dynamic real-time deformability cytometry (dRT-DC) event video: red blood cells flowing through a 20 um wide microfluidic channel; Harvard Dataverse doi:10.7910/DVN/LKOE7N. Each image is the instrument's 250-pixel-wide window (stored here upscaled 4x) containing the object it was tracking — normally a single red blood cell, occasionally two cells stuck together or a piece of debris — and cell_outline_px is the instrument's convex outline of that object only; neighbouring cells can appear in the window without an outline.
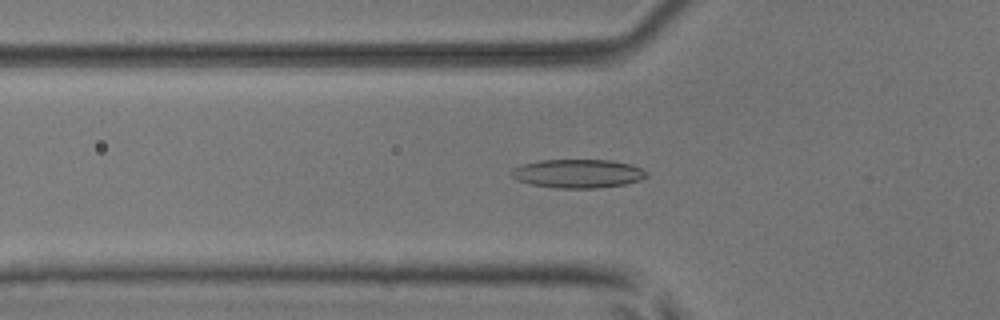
{"species": "common noctule bat (a hibernating species)", "species_latin": "Nyctalus noctula", "temperature_condition": "room temperature", "stored_images_in_passage": 53, "camera_frame_rate_fps": 3000, "um_per_image_px": 0.085, "animal": {"sex": "male", "body_mass_g": 17.9, "forearm_length_mm": 54.2}, "frame": {"image": 1, "passage_image": 19, "time_ms": 6.0, "image_size_px": [1000, 320], "cell_outline_px": [[648, 176], [640, 180], [624, 184], [596, 188], [556, 188], [532, 184], [520, 180], [512, 176], [512, 168], [524, 164], [540, 160], [612, 160], [628, 164], [640, 168], [648, 172]], "centroid_in_image_um": [49.15, 14.75], "position_along_channel_um": 76.7, "area_um2": 22.31}}
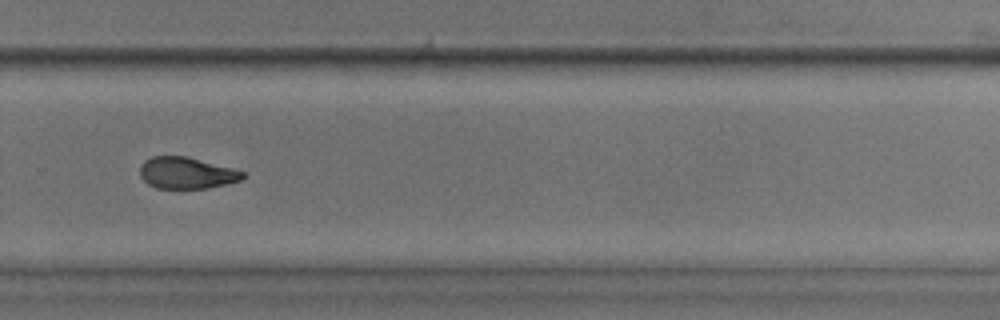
{"frame": {"image": 2, "passage_image": 37, "time_ms": 12.0, "image_size_px": [1000, 320], "cell_outline_px": [[244, 176], [240, 180], [228, 184], [208, 188], [156, 188], [148, 184], [140, 176], [140, 164], [144, 160], [152, 156], [188, 156], [232, 168], [244, 172]], "centroid_in_image_um": [15.83, 14.69], "position_along_channel_um": 314.0, "area_um2": 18.96}}
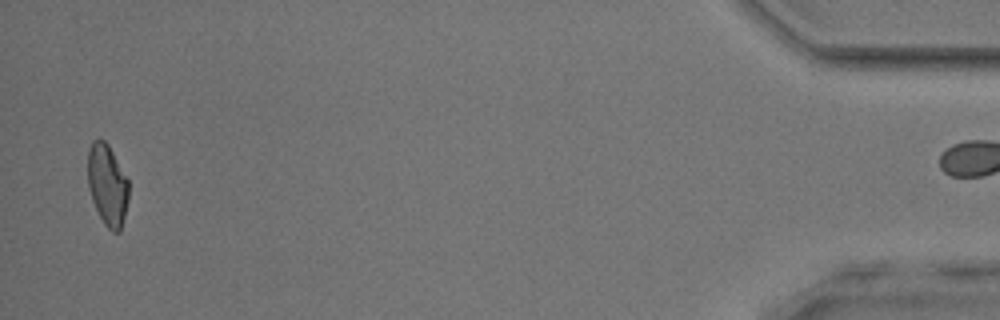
{"frame": {"image": 3, "passage_image": 52, "time_ms": 17.0, "image_size_px": [1000, 320], "cell_outline_px": [[128, 200], [120, 232], [112, 232], [104, 224], [92, 200], [88, 188], [88, 152], [92, 140], [104, 140], [108, 144], [128, 180]], "centroid_in_image_um": [9.12, 15.73], "position_along_channel_um": 426.1, "area_um2": 19.19}, "authors_computed_cell_mechanics": {"area_um2": 20.3456, "velocity_mm_per_s": 3.9512, "shape_relaxation_time_tau1_ms": 8.4623, "shape_relaxation_time_tau2_ms": 3.8994, "deformation_change_tau1": 0.1999, "deformation_change_tau2": 0.1039}}